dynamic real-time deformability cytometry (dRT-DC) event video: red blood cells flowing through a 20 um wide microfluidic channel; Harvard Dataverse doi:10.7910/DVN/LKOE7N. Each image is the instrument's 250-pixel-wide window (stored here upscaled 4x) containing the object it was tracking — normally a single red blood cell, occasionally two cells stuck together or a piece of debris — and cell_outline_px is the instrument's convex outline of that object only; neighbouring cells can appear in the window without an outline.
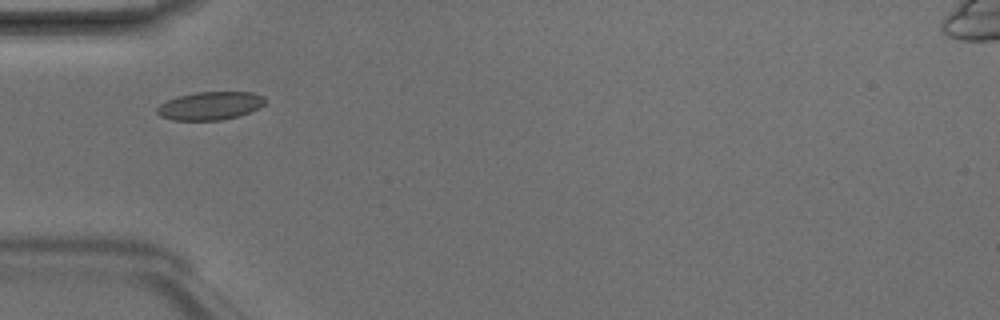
{"species": "Egyptian fruit bat (a non-hibernating species)", "species_latin": "Rousettus aegyptiacus", "temperature_condition": "room temperature", "stored_images_in_passage": 2, "camera_frame_rate_fps": 3000, "um_per_image_px": 0.085, "animal": {"sex": "male"}, "frame": {"image": 1, "passage_image": 1, "time_ms": 0.0, "image_size_px": [1000, 320], "cell_outline_px": [[268, 100], [260, 108], [236, 116], [220, 120], [172, 120], [160, 116], [156, 112], [156, 108], [160, 104], [176, 96], [196, 92], [252, 92], [264, 96]], "centroid_in_image_um": [17.86, 8.98], "position_along_channel_um": 67.1, "area_um2": 17.8}}